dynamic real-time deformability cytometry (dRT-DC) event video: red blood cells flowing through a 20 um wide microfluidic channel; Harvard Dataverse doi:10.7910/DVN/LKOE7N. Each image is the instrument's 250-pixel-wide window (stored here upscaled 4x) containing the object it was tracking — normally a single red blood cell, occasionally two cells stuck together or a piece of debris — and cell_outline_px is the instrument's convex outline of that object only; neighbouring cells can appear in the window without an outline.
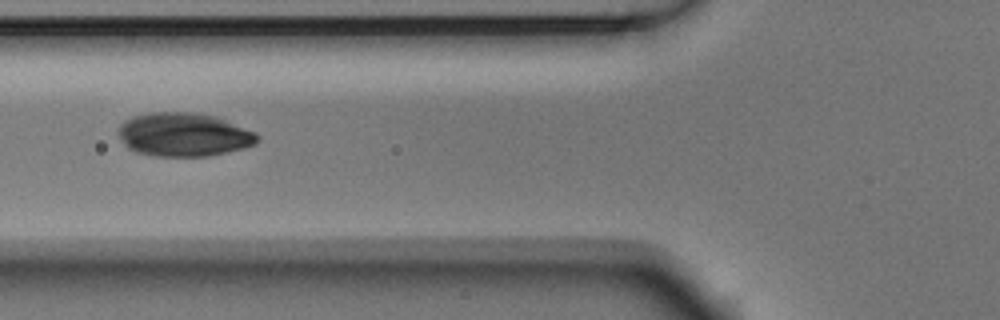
{"species": "Egyptian fruit bat (a non-hibernating species)", "species_latin": "Rousettus aegyptiacus", "temperature_condition": "room temperature", "stored_images_in_passage": 4, "camera_frame_rate_fps": 3000, "um_per_image_px": 0.085, "animal": {"sex": "male"}, "frame": {"image": 1, "passage_image": 2, "time_ms": 0.333, "image_size_px": [1000, 320], "cell_outline_px": [[260, 140], [256, 144], [244, 148], [208, 156], [156, 156], [136, 152], [128, 148], [124, 144], [120, 136], [120, 124], [124, 120], [132, 116], [148, 112], [192, 112], [216, 116], [256, 132]], "centroid_in_image_um": [15.64, 11.43], "position_along_channel_um": 110.2, "area_um2": 35.43}}
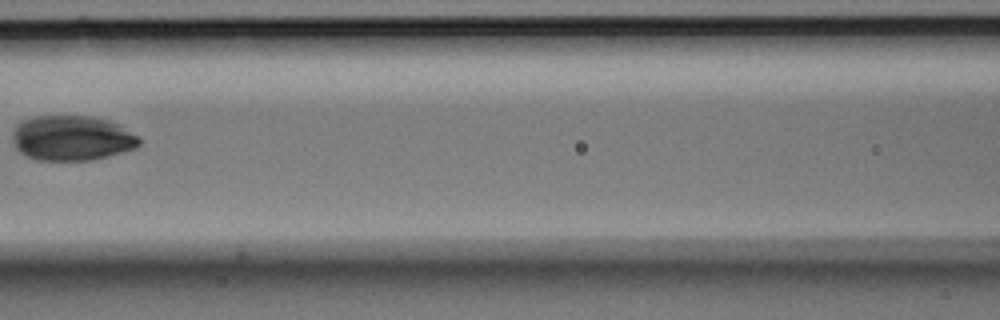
{"frame": {"image": 2, "passage_image": 3, "time_ms": 0.667, "image_size_px": [1000, 320], "cell_outline_px": [[140, 144], [136, 148], [108, 156], [92, 160], [36, 160], [24, 156], [16, 148], [12, 136], [12, 132], [16, 124], [24, 120], [36, 116], [92, 116], [108, 120], [120, 124], [140, 136]], "centroid_in_image_um": [6.13, 11.73], "position_along_channel_um": 160.5, "area_um2": 33.64}}
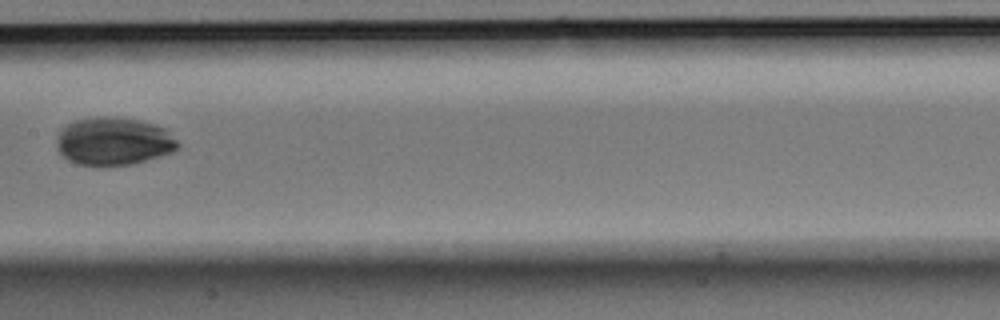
{"frame": {"image": 3, "passage_image": 4, "time_ms": 1.0, "image_size_px": [1000, 320], "cell_outline_px": [[180, 144], [172, 152], [160, 156], [132, 164], [76, 164], [68, 160], [56, 148], [56, 140], [60, 128], [72, 120], [96, 116], [120, 116], [140, 120], [168, 128]], "centroid_in_image_um": [9.65, 11.96], "position_along_channel_um": 197.7, "area_um2": 34.22}}